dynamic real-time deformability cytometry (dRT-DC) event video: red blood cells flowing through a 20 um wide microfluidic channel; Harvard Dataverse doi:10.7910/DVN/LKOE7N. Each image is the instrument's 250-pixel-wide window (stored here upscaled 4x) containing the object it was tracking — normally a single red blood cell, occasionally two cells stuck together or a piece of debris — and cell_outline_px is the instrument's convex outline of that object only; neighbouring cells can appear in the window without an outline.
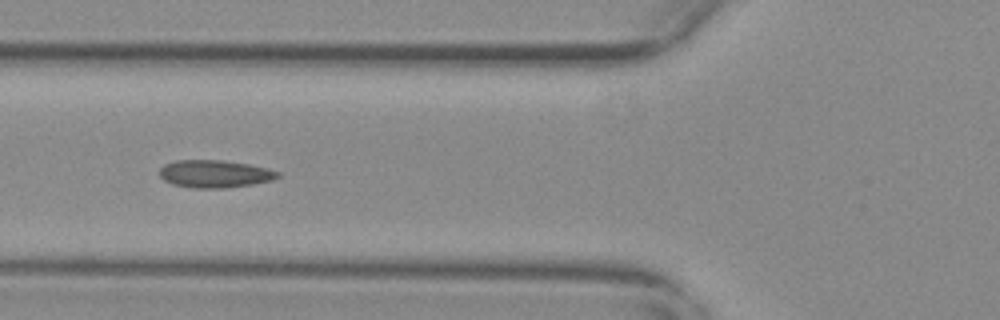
{"species": "common noctule bat (a hibernating species)", "species_latin": "Nyctalus noctula", "temperature_condition": "warm", "stored_images_in_passage": 40, "camera_frame_rate_fps": 3000, "um_per_image_px": 0.085, "animal": {"sex": "female", "body_mass_g": 29.2, "forearm_length_mm": 56.3}, "frame": {"image": 1, "passage_image": 5, "time_ms": 1.333, "image_size_px": [1000, 320], "cell_outline_px": [[280, 176], [272, 180], [252, 184], [224, 188], [192, 188], [172, 184], [164, 180], [160, 176], [160, 168], [164, 164], [176, 160], [224, 160], [248, 164], [268, 168], [280, 172]], "centroid_in_image_um": [18.25, 14.77], "position_along_channel_um": 107.6, "area_um2": 19.07}}
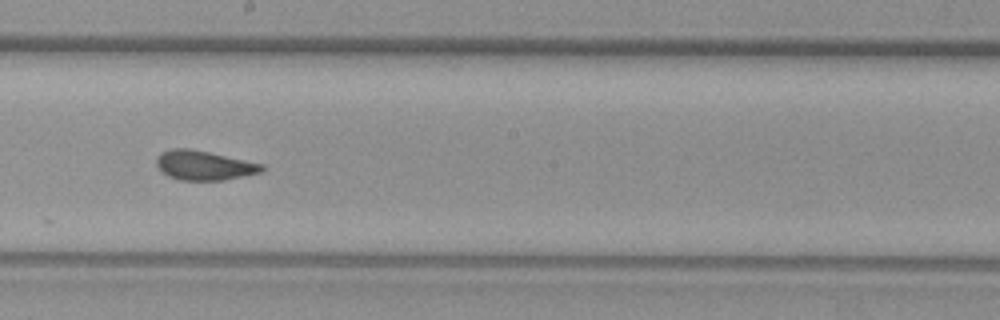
{"frame": {"image": 2, "passage_image": 15, "time_ms": 4.667, "image_size_px": [1000, 320], "cell_outline_px": [[264, 168], [260, 172], [224, 180], [180, 180], [168, 176], [156, 164], [156, 160], [160, 152], [172, 148], [188, 148], [208, 152], [264, 164]], "centroid_in_image_um": [17.32, 14.05], "position_along_channel_um": 230.9, "area_um2": 17.86}}
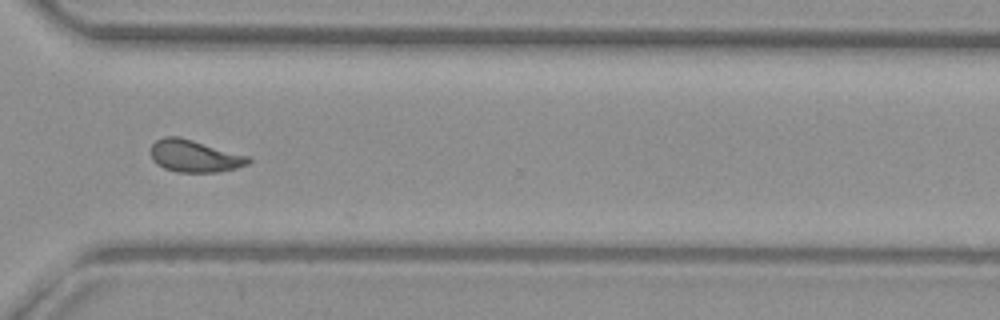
{"frame": {"image": 3, "passage_image": 25, "time_ms": 8.0, "image_size_px": [1000, 320], "cell_outline_px": [[252, 160], [248, 164], [236, 168], [220, 172], [176, 172], [164, 168], [156, 164], [152, 160], [148, 152], [152, 144], [156, 140], [164, 136], [180, 136], [248, 156]], "centroid_in_image_um": [16.48, 13.26], "position_along_channel_um": 354.1, "area_um2": 18.55}, "authors_computed_cell_mechanics": {"area_um2": 18.1492, "velocity_mm_per_s": 3.7035, "shape_relaxation_time_tau1_ms": null, "shape_relaxation_time_tau2_ms": 0.8261, "deformation_change_tau1": null, "deformation_change_tau2": 0.0676}}